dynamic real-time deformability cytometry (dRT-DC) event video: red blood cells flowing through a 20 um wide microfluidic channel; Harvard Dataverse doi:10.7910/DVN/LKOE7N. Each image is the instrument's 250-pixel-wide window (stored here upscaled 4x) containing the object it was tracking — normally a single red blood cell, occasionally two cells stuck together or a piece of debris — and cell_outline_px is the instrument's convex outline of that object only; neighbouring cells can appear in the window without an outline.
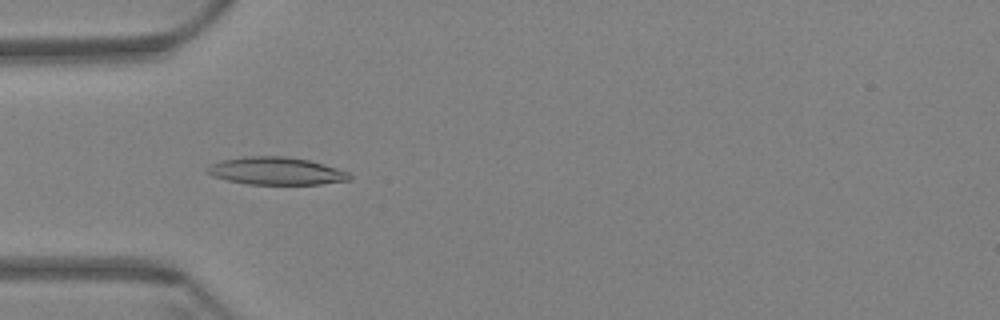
{"species": "Egyptian fruit bat (a non-hibernating species)", "species_latin": "Rousettus aegyptiacus", "temperature_condition": "warm", "stored_images_in_passage": 60, "camera_frame_rate_fps": 3000, "um_per_image_px": 0.085, "animal": {"sex": "female"}, "frame": {"image": 1, "passage_image": 19, "time_ms": 6.0, "image_size_px": [1000, 320], "cell_outline_px": [[352, 176], [348, 180], [320, 184], [248, 184], [228, 180], [212, 176], [208, 172], [208, 168], [212, 164], [224, 160], [244, 156], [284, 156], [308, 160], [336, 168], [348, 172]], "centroid_in_image_um": [23.48, 14.53], "position_along_channel_um": 61.5, "area_um2": 22.48}}
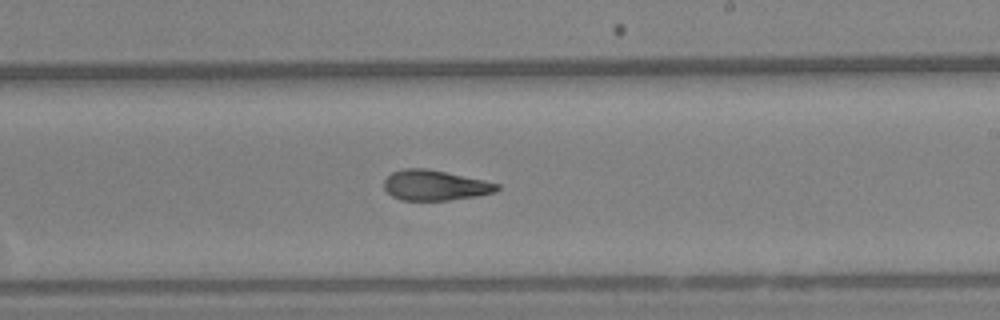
{"frame": {"image": 2, "passage_image": 36, "time_ms": 11.667, "image_size_px": [1000, 320], "cell_outline_px": [[500, 188], [496, 192], [476, 196], [448, 200], [400, 200], [392, 196], [384, 188], [384, 180], [392, 172], [404, 168], [424, 168], [484, 180], [500, 184]], "centroid_in_image_um": [36.97, 15.75], "position_along_channel_um": 252.0, "area_um2": 19.83}}
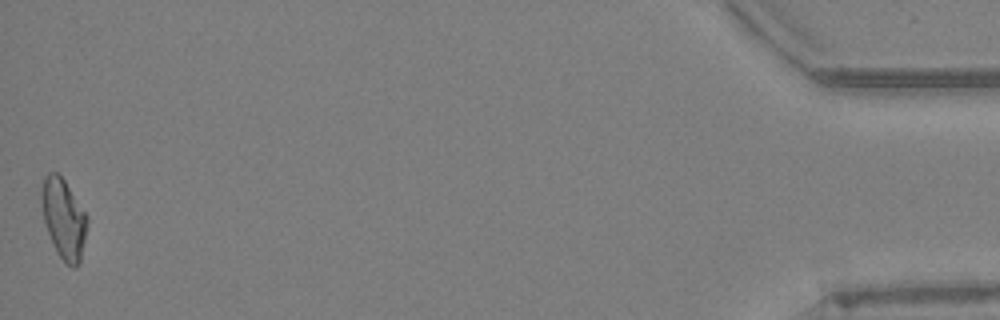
{"frame": {"image": 3, "passage_image": 60, "time_ms": 19.667, "image_size_px": [1000, 320], "cell_outline_px": [[88, 220], [80, 260], [76, 268], [72, 268], [56, 252], [48, 232], [44, 220], [40, 200], [40, 192], [44, 176], [48, 172], [56, 172], [64, 180], [88, 216]], "centroid_in_image_um": [5.39, 18.56], "position_along_channel_um": 429.8, "area_um2": 21.1}, "authors_computed_cell_mechanics": {"area_um2": 20.808, "velocity_mm_per_s": 3.4105, "shape_relaxation_time_tau1_ms": null, "shape_relaxation_time_tau2_ms": 3.9469, "deformation_change_tau1": null, "deformation_change_tau2": 0.1165}}